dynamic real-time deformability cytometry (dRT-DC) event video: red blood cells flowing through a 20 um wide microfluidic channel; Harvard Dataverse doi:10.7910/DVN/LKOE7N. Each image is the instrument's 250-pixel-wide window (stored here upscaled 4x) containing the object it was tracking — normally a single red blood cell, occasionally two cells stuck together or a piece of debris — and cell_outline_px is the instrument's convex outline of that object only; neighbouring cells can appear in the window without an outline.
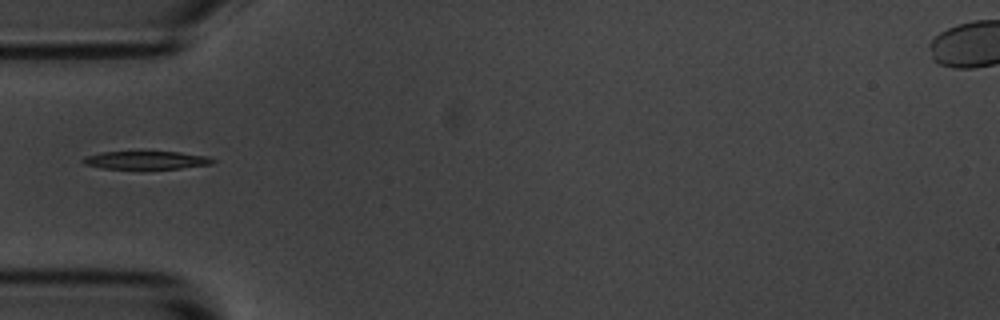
{"species": "common noctule bat (a hibernating species)", "species_latin": "Nyctalus noctula", "temperature_condition": "room temperature", "stored_images_in_passage": 3, "camera_frame_rate_fps": 3000, "um_per_image_px": 0.085, "animal": {"sex": "male", "body_mass_g": 20.1, "forearm_length_mm": 53.5}, "frame": {"image": 1, "passage_image": 1, "time_ms": 0.0, "image_size_px": [1000, 320], "cell_outline_px": [[216, 160], [212, 164], [180, 168], [104, 168], [84, 164], [84, 156], [100, 152], [180, 152], [208, 156]], "centroid_in_image_um": [12.46, 13.6], "position_along_channel_um": 72.5, "area_um2": 13.35}}
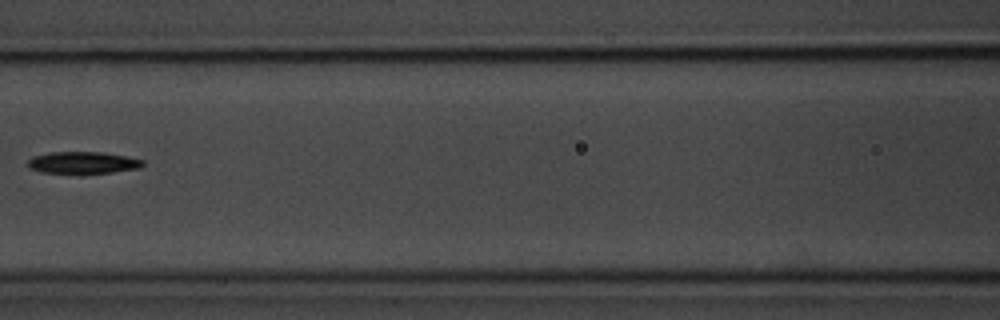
{"frame": {"image": 2, "passage_image": 3, "time_ms": 2.333, "image_size_px": [1000, 320], "cell_outline_px": [[144, 164], [140, 168], [112, 172], [40, 172], [28, 168], [28, 160], [32, 156], [52, 152], [104, 152], [128, 156], [144, 160]], "centroid_in_image_um": [7.06, 13.8], "position_along_channel_um": 159.5, "area_um2": 14.51}}